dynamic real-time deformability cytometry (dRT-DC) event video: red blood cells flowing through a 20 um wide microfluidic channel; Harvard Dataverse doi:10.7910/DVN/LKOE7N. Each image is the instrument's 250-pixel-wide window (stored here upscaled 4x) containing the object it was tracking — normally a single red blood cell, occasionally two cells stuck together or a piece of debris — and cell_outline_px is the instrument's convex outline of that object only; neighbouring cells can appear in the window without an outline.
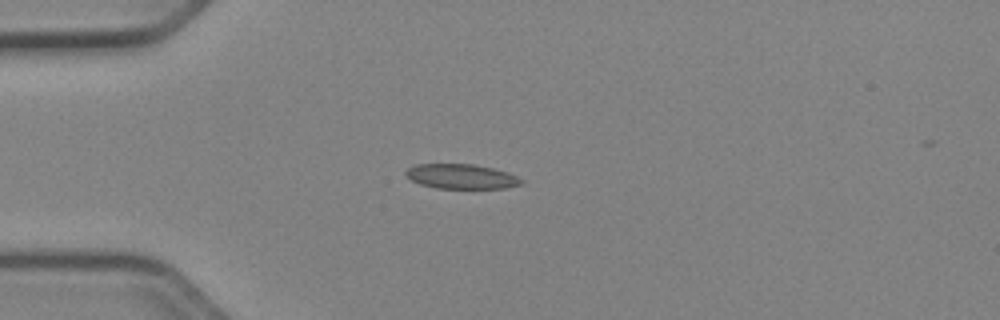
{"species": "Egyptian fruit bat (a non-hibernating species)", "species_latin": "Rousettus aegyptiacus", "temperature_condition": "cold", "stored_images_in_passage": 39, "camera_frame_rate_fps": 3000, "um_per_image_px": 0.085, "animal": {"sex": "female"}, "frame": {"image": 1, "passage_image": 1, "time_ms": 0.0, "image_size_px": [1000, 320], "cell_outline_px": [[524, 184], [504, 188], [436, 188], [420, 184], [412, 180], [404, 172], [408, 168], [416, 164], [472, 164], [492, 168], [508, 172], [524, 180]], "centroid_in_image_um": [39.24, 15.0], "position_along_channel_um": 45.8, "area_um2": 16.59}}
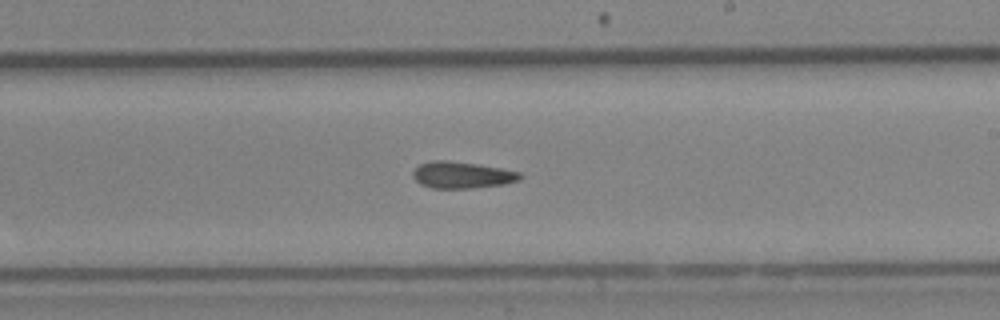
{"frame": {"image": 2, "passage_image": 18, "time_ms": 5.667, "image_size_px": [1000, 320], "cell_outline_px": [[524, 176], [520, 180], [504, 184], [472, 188], [432, 188], [420, 184], [412, 176], [412, 172], [420, 164], [432, 160], [448, 160], [476, 164], [500, 168], [520, 172]], "centroid_in_image_um": [39.27, 14.87], "position_along_channel_um": 249.7, "area_um2": 16.65}}
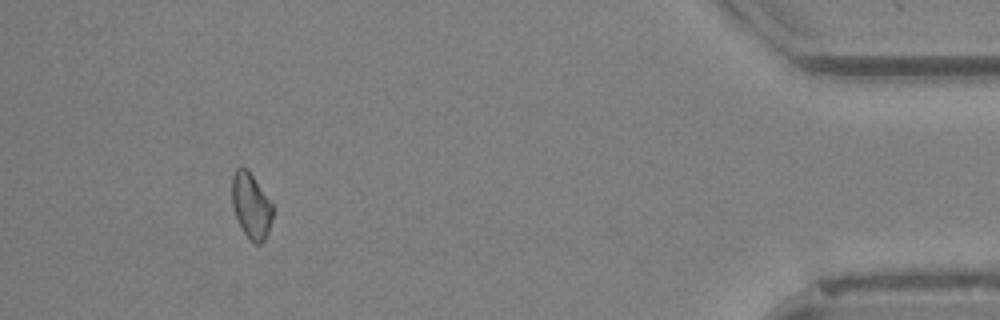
{"frame": {"image": 3, "passage_image": 35, "time_ms": 11.333, "image_size_px": [1000, 320], "cell_outline_px": [[272, 220], [268, 232], [264, 240], [260, 244], [256, 244], [244, 232], [236, 216], [232, 204], [232, 176], [236, 168], [248, 168], [272, 204]], "centroid_in_image_um": [21.34, 17.46], "position_along_channel_um": 413.9, "area_um2": 15.26}}